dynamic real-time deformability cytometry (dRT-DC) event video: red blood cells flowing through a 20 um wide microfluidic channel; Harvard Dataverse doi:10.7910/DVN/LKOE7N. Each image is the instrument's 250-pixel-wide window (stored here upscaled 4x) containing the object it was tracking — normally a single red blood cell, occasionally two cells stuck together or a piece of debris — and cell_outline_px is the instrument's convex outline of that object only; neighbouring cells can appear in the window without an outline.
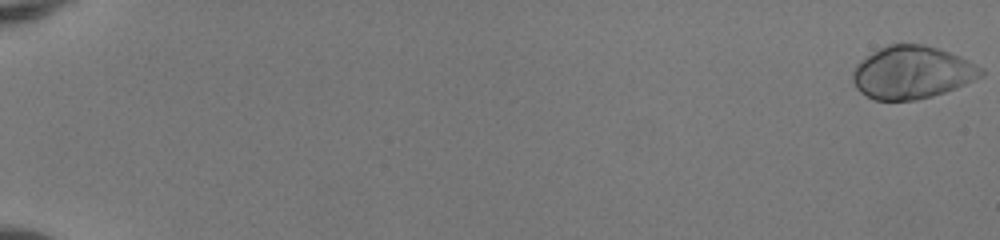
{"species": "human", "species_latin": "Homo sapiens", "temperature_condition": "room temperature", "stored_images_in_passage": 53, "camera_frame_rate_fps": 3000, "um_per_image_px": 0.085, "donor": {"sex": "female"}, "frame": {"image": 1, "passage_image": 1, "time_ms": 0.0, "image_size_px": [1000, 240], "cell_outline_px": [[984, 76], [956, 88], [932, 96], [916, 100], [876, 100], [860, 92], [856, 88], [852, 80], [852, 72], [856, 64], [860, 60], [872, 52], [888, 44], [924, 44], [960, 56], [984, 68]], "centroid_in_image_um": [77.53, 6.16], "position_along_channel_um": 7.5, "area_um2": 39.54}}
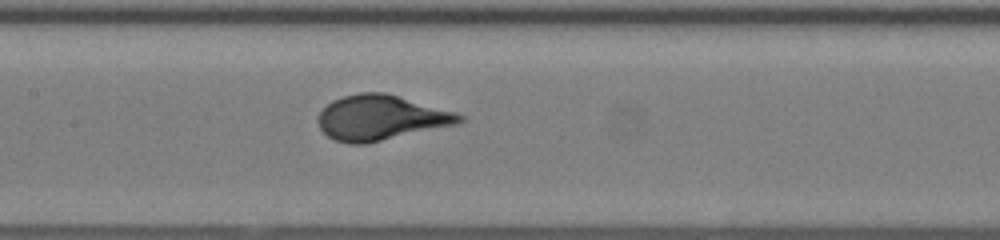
{"frame": {"image": 2, "passage_image": 29, "time_ms": 9.333, "image_size_px": [1000, 240], "cell_outline_px": [[464, 120], [460, 124], [364, 144], [352, 144], [336, 140], [328, 136], [320, 128], [316, 120], [320, 112], [332, 100], [344, 96], [360, 92], [384, 92], [456, 112], [464, 116]], "centroid_in_image_um": [32.39, 10.01], "position_along_channel_um": 175.0, "area_um2": 37.05}}
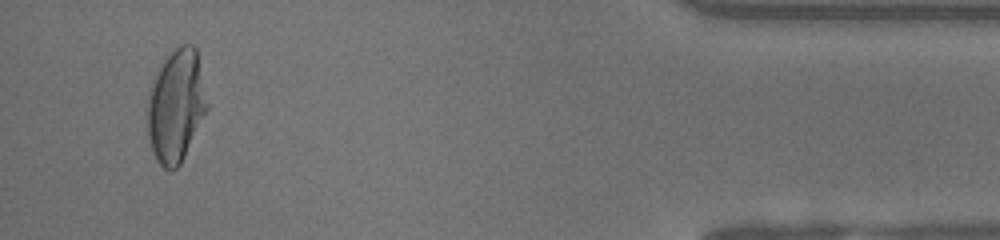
{"frame": {"image": 3, "passage_image": 51, "time_ms": 16.667, "image_size_px": [1000, 240], "cell_outline_px": [[208, 108], [180, 164], [172, 172], [164, 168], [156, 160], [148, 136], [148, 96], [152, 80], [164, 56], [180, 44], [192, 44], [196, 48], [208, 104]], "centroid_in_image_um": [14.95, 8.96], "position_along_channel_um": 420.2, "area_um2": 39.13}}